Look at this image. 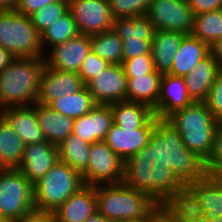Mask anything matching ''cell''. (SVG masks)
<instances>
[{
	"instance_id": "1",
	"label": "cell",
	"mask_w": 222,
	"mask_h": 222,
	"mask_svg": "<svg viewBox=\"0 0 222 222\" xmlns=\"http://www.w3.org/2000/svg\"><path fill=\"white\" fill-rule=\"evenodd\" d=\"M123 183L150 195L158 204L185 185L159 157V134L154 130L148 145L124 162Z\"/></svg>"
},
{
	"instance_id": "2",
	"label": "cell",
	"mask_w": 222,
	"mask_h": 222,
	"mask_svg": "<svg viewBox=\"0 0 222 222\" xmlns=\"http://www.w3.org/2000/svg\"><path fill=\"white\" fill-rule=\"evenodd\" d=\"M44 65L43 58H14L0 72V111L36 103Z\"/></svg>"
},
{
	"instance_id": "3",
	"label": "cell",
	"mask_w": 222,
	"mask_h": 222,
	"mask_svg": "<svg viewBox=\"0 0 222 222\" xmlns=\"http://www.w3.org/2000/svg\"><path fill=\"white\" fill-rule=\"evenodd\" d=\"M179 133L186 148L207 161L220 123L204 102L175 111L166 119Z\"/></svg>"
},
{
	"instance_id": "4",
	"label": "cell",
	"mask_w": 222,
	"mask_h": 222,
	"mask_svg": "<svg viewBox=\"0 0 222 222\" xmlns=\"http://www.w3.org/2000/svg\"><path fill=\"white\" fill-rule=\"evenodd\" d=\"M154 130L159 134L160 160L184 185L209 175L206 161L186 148L177 130L166 119H158Z\"/></svg>"
},
{
	"instance_id": "5",
	"label": "cell",
	"mask_w": 222,
	"mask_h": 222,
	"mask_svg": "<svg viewBox=\"0 0 222 222\" xmlns=\"http://www.w3.org/2000/svg\"><path fill=\"white\" fill-rule=\"evenodd\" d=\"M159 204L124 183L96 186L97 212L114 222L147 217Z\"/></svg>"
},
{
	"instance_id": "6",
	"label": "cell",
	"mask_w": 222,
	"mask_h": 222,
	"mask_svg": "<svg viewBox=\"0 0 222 222\" xmlns=\"http://www.w3.org/2000/svg\"><path fill=\"white\" fill-rule=\"evenodd\" d=\"M85 186L81 173L66 163H57L34 184V209L53 212Z\"/></svg>"
},
{
	"instance_id": "7",
	"label": "cell",
	"mask_w": 222,
	"mask_h": 222,
	"mask_svg": "<svg viewBox=\"0 0 222 222\" xmlns=\"http://www.w3.org/2000/svg\"><path fill=\"white\" fill-rule=\"evenodd\" d=\"M0 46L14 58L45 57L41 34L31 23L29 16L16 10L0 11Z\"/></svg>"
},
{
	"instance_id": "8",
	"label": "cell",
	"mask_w": 222,
	"mask_h": 222,
	"mask_svg": "<svg viewBox=\"0 0 222 222\" xmlns=\"http://www.w3.org/2000/svg\"><path fill=\"white\" fill-rule=\"evenodd\" d=\"M34 185L17 170H0V214L7 221L33 212Z\"/></svg>"
},
{
	"instance_id": "9",
	"label": "cell",
	"mask_w": 222,
	"mask_h": 222,
	"mask_svg": "<svg viewBox=\"0 0 222 222\" xmlns=\"http://www.w3.org/2000/svg\"><path fill=\"white\" fill-rule=\"evenodd\" d=\"M82 176L85 185L89 186L123 183L124 161L104 141L92 143Z\"/></svg>"
},
{
	"instance_id": "10",
	"label": "cell",
	"mask_w": 222,
	"mask_h": 222,
	"mask_svg": "<svg viewBox=\"0 0 222 222\" xmlns=\"http://www.w3.org/2000/svg\"><path fill=\"white\" fill-rule=\"evenodd\" d=\"M146 16L155 31L192 33L194 15L187 0H152Z\"/></svg>"
},
{
	"instance_id": "11",
	"label": "cell",
	"mask_w": 222,
	"mask_h": 222,
	"mask_svg": "<svg viewBox=\"0 0 222 222\" xmlns=\"http://www.w3.org/2000/svg\"><path fill=\"white\" fill-rule=\"evenodd\" d=\"M79 34L92 36L111 30L114 17L109 0H68Z\"/></svg>"
},
{
	"instance_id": "12",
	"label": "cell",
	"mask_w": 222,
	"mask_h": 222,
	"mask_svg": "<svg viewBox=\"0 0 222 222\" xmlns=\"http://www.w3.org/2000/svg\"><path fill=\"white\" fill-rule=\"evenodd\" d=\"M158 118L154 116L141 128H120L112 124L104 142L124 162L133 157L140 149L148 145V141L156 126Z\"/></svg>"
},
{
	"instance_id": "13",
	"label": "cell",
	"mask_w": 222,
	"mask_h": 222,
	"mask_svg": "<svg viewBox=\"0 0 222 222\" xmlns=\"http://www.w3.org/2000/svg\"><path fill=\"white\" fill-rule=\"evenodd\" d=\"M97 104L126 101L127 77L122 65L111 64L86 84Z\"/></svg>"
},
{
	"instance_id": "14",
	"label": "cell",
	"mask_w": 222,
	"mask_h": 222,
	"mask_svg": "<svg viewBox=\"0 0 222 222\" xmlns=\"http://www.w3.org/2000/svg\"><path fill=\"white\" fill-rule=\"evenodd\" d=\"M91 51L90 36L78 34L45 53V65L60 71L78 72L82 61Z\"/></svg>"
},
{
	"instance_id": "15",
	"label": "cell",
	"mask_w": 222,
	"mask_h": 222,
	"mask_svg": "<svg viewBox=\"0 0 222 222\" xmlns=\"http://www.w3.org/2000/svg\"><path fill=\"white\" fill-rule=\"evenodd\" d=\"M84 86L77 72L60 71L44 65L36 103L48 106L60 97L80 91Z\"/></svg>"
},
{
	"instance_id": "16",
	"label": "cell",
	"mask_w": 222,
	"mask_h": 222,
	"mask_svg": "<svg viewBox=\"0 0 222 222\" xmlns=\"http://www.w3.org/2000/svg\"><path fill=\"white\" fill-rule=\"evenodd\" d=\"M59 161L58 146L44 141L25 145L18 170L34 185Z\"/></svg>"
},
{
	"instance_id": "17",
	"label": "cell",
	"mask_w": 222,
	"mask_h": 222,
	"mask_svg": "<svg viewBox=\"0 0 222 222\" xmlns=\"http://www.w3.org/2000/svg\"><path fill=\"white\" fill-rule=\"evenodd\" d=\"M192 103L183 77L169 73L162 74L157 108L154 111L158 119H167L175 111Z\"/></svg>"
},
{
	"instance_id": "18",
	"label": "cell",
	"mask_w": 222,
	"mask_h": 222,
	"mask_svg": "<svg viewBox=\"0 0 222 222\" xmlns=\"http://www.w3.org/2000/svg\"><path fill=\"white\" fill-rule=\"evenodd\" d=\"M113 123L111 106L97 104L87 114L74 119L72 133L92 144L104 141Z\"/></svg>"
},
{
	"instance_id": "19",
	"label": "cell",
	"mask_w": 222,
	"mask_h": 222,
	"mask_svg": "<svg viewBox=\"0 0 222 222\" xmlns=\"http://www.w3.org/2000/svg\"><path fill=\"white\" fill-rule=\"evenodd\" d=\"M96 211V186L85 185L52 213L55 222H84Z\"/></svg>"
},
{
	"instance_id": "20",
	"label": "cell",
	"mask_w": 222,
	"mask_h": 222,
	"mask_svg": "<svg viewBox=\"0 0 222 222\" xmlns=\"http://www.w3.org/2000/svg\"><path fill=\"white\" fill-rule=\"evenodd\" d=\"M160 206L174 222H201L204 219L202 205L186 185L166 198Z\"/></svg>"
},
{
	"instance_id": "21",
	"label": "cell",
	"mask_w": 222,
	"mask_h": 222,
	"mask_svg": "<svg viewBox=\"0 0 222 222\" xmlns=\"http://www.w3.org/2000/svg\"><path fill=\"white\" fill-rule=\"evenodd\" d=\"M25 145L46 141L39 127L36 103L32 106L8 107L0 112Z\"/></svg>"
},
{
	"instance_id": "22",
	"label": "cell",
	"mask_w": 222,
	"mask_h": 222,
	"mask_svg": "<svg viewBox=\"0 0 222 222\" xmlns=\"http://www.w3.org/2000/svg\"><path fill=\"white\" fill-rule=\"evenodd\" d=\"M219 70L217 61L209 54L183 77L193 102H204L207 99Z\"/></svg>"
},
{
	"instance_id": "23",
	"label": "cell",
	"mask_w": 222,
	"mask_h": 222,
	"mask_svg": "<svg viewBox=\"0 0 222 222\" xmlns=\"http://www.w3.org/2000/svg\"><path fill=\"white\" fill-rule=\"evenodd\" d=\"M210 54V46L193 36L186 34L174 57L169 74L184 77Z\"/></svg>"
},
{
	"instance_id": "24",
	"label": "cell",
	"mask_w": 222,
	"mask_h": 222,
	"mask_svg": "<svg viewBox=\"0 0 222 222\" xmlns=\"http://www.w3.org/2000/svg\"><path fill=\"white\" fill-rule=\"evenodd\" d=\"M202 205L204 218L218 219L222 216V177L208 175L186 185Z\"/></svg>"
},
{
	"instance_id": "25",
	"label": "cell",
	"mask_w": 222,
	"mask_h": 222,
	"mask_svg": "<svg viewBox=\"0 0 222 222\" xmlns=\"http://www.w3.org/2000/svg\"><path fill=\"white\" fill-rule=\"evenodd\" d=\"M39 127L47 142L59 145L73 132L74 119L60 114L49 106L36 103Z\"/></svg>"
},
{
	"instance_id": "26",
	"label": "cell",
	"mask_w": 222,
	"mask_h": 222,
	"mask_svg": "<svg viewBox=\"0 0 222 222\" xmlns=\"http://www.w3.org/2000/svg\"><path fill=\"white\" fill-rule=\"evenodd\" d=\"M185 35L179 32L155 31L151 56L157 72L167 74L171 71L174 57Z\"/></svg>"
},
{
	"instance_id": "27",
	"label": "cell",
	"mask_w": 222,
	"mask_h": 222,
	"mask_svg": "<svg viewBox=\"0 0 222 222\" xmlns=\"http://www.w3.org/2000/svg\"><path fill=\"white\" fill-rule=\"evenodd\" d=\"M25 144L0 113V170H17L23 158Z\"/></svg>"
},
{
	"instance_id": "28",
	"label": "cell",
	"mask_w": 222,
	"mask_h": 222,
	"mask_svg": "<svg viewBox=\"0 0 222 222\" xmlns=\"http://www.w3.org/2000/svg\"><path fill=\"white\" fill-rule=\"evenodd\" d=\"M162 74L154 70L147 75L127 78L126 101L143 103L154 111L157 108Z\"/></svg>"
},
{
	"instance_id": "29",
	"label": "cell",
	"mask_w": 222,
	"mask_h": 222,
	"mask_svg": "<svg viewBox=\"0 0 222 222\" xmlns=\"http://www.w3.org/2000/svg\"><path fill=\"white\" fill-rule=\"evenodd\" d=\"M113 112V122L120 128H141L154 116V110L143 103L122 101L109 104Z\"/></svg>"
},
{
	"instance_id": "30",
	"label": "cell",
	"mask_w": 222,
	"mask_h": 222,
	"mask_svg": "<svg viewBox=\"0 0 222 222\" xmlns=\"http://www.w3.org/2000/svg\"><path fill=\"white\" fill-rule=\"evenodd\" d=\"M90 147V143L71 133L58 145L59 161L82 174L87 168Z\"/></svg>"
},
{
	"instance_id": "31",
	"label": "cell",
	"mask_w": 222,
	"mask_h": 222,
	"mask_svg": "<svg viewBox=\"0 0 222 222\" xmlns=\"http://www.w3.org/2000/svg\"><path fill=\"white\" fill-rule=\"evenodd\" d=\"M48 106L64 116L76 119L91 111L97 106V103L85 85L80 91L60 97L52 101Z\"/></svg>"
},
{
	"instance_id": "32",
	"label": "cell",
	"mask_w": 222,
	"mask_h": 222,
	"mask_svg": "<svg viewBox=\"0 0 222 222\" xmlns=\"http://www.w3.org/2000/svg\"><path fill=\"white\" fill-rule=\"evenodd\" d=\"M112 29L123 41L126 39L153 40V24L146 15L137 17L116 18Z\"/></svg>"
},
{
	"instance_id": "33",
	"label": "cell",
	"mask_w": 222,
	"mask_h": 222,
	"mask_svg": "<svg viewBox=\"0 0 222 222\" xmlns=\"http://www.w3.org/2000/svg\"><path fill=\"white\" fill-rule=\"evenodd\" d=\"M91 50L110 64L123 62V43L113 29L90 36Z\"/></svg>"
},
{
	"instance_id": "34",
	"label": "cell",
	"mask_w": 222,
	"mask_h": 222,
	"mask_svg": "<svg viewBox=\"0 0 222 222\" xmlns=\"http://www.w3.org/2000/svg\"><path fill=\"white\" fill-rule=\"evenodd\" d=\"M78 34L73 16L68 11L41 33L42 47L46 53L54 46L62 44Z\"/></svg>"
},
{
	"instance_id": "35",
	"label": "cell",
	"mask_w": 222,
	"mask_h": 222,
	"mask_svg": "<svg viewBox=\"0 0 222 222\" xmlns=\"http://www.w3.org/2000/svg\"><path fill=\"white\" fill-rule=\"evenodd\" d=\"M193 36L211 46L222 38V9L194 16Z\"/></svg>"
},
{
	"instance_id": "36",
	"label": "cell",
	"mask_w": 222,
	"mask_h": 222,
	"mask_svg": "<svg viewBox=\"0 0 222 222\" xmlns=\"http://www.w3.org/2000/svg\"><path fill=\"white\" fill-rule=\"evenodd\" d=\"M68 11V0H56L32 13L29 15V18L37 31L41 34L51 23H54Z\"/></svg>"
},
{
	"instance_id": "37",
	"label": "cell",
	"mask_w": 222,
	"mask_h": 222,
	"mask_svg": "<svg viewBox=\"0 0 222 222\" xmlns=\"http://www.w3.org/2000/svg\"><path fill=\"white\" fill-rule=\"evenodd\" d=\"M152 0H109L114 19L146 15Z\"/></svg>"
},
{
	"instance_id": "38",
	"label": "cell",
	"mask_w": 222,
	"mask_h": 222,
	"mask_svg": "<svg viewBox=\"0 0 222 222\" xmlns=\"http://www.w3.org/2000/svg\"><path fill=\"white\" fill-rule=\"evenodd\" d=\"M121 65L127 78H136L140 75H147L155 70L151 55H142L125 59Z\"/></svg>"
},
{
	"instance_id": "39",
	"label": "cell",
	"mask_w": 222,
	"mask_h": 222,
	"mask_svg": "<svg viewBox=\"0 0 222 222\" xmlns=\"http://www.w3.org/2000/svg\"><path fill=\"white\" fill-rule=\"evenodd\" d=\"M110 65L111 64L108 61L100 58L91 50L82 61V64L77 73L79 74L83 83L86 85L96 75H98L100 72H103V70Z\"/></svg>"
},
{
	"instance_id": "40",
	"label": "cell",
	"mask_w": 222,
	"mask_h": 222,
	"mask_svg": "<svg viewBox=\"0 0 222 222\" xmlns=\"http://www.w3.org/2000/svg\"><path fill=\"white\" fill-rule=\"evenodd\" d=\"M204 103L211 114L222 123V69L217 72L215 81Z\"/></svg>"
},
{
	"instance_id": "41",
	"label": "cell",
	"mask_w": 222,
	"mask_h": 222,
	"mask_svg": "<svg viewBox=\"0 0 222 222\" xmlns=\"http://www.w3.org/2000/svg\"><path fill=\"white\" fill-rule=\"evenodd\" d=\"M210 176L222 177V123L217 128L212 153L206 161Z\"/></svg>"
},
{
	"instance_id": "42",
	"label": "cell",
	"mask_w": 222,
	"mask_h": 222,
	"mask_svg": "<svg viewBox=\"0 0 222 222\" xmlns=\"http://www.w3.org/2000/svg\"><path fill=\"white\" fill-rule=\"evenodd\" d=\"M123 43V60L142 55H151L152 40L126 39Z\"/></svg>"
},
{
	"instance_id": "43",
	"label": "cell",
	"mask_w": 222,
	"mask_h": 222,
	"mask_svg": "<svg viewBox=\"0 0 222 222\" xmlns=\"http://www.w3.org/2000/svg\"><path fill=\"white\" fill-rule=\"evenodd\" d=\"M193 15L222 9V0H187Z\"/></svg>"
},
{
	"instance_id": "44",
	"label": "cell",
	"mask_w": 222,
	"mask_h": 222,
	"mask_svg": "<svg viewBox=\"0 0 222 222\" xmlns=\"http://www.w3.org/2000/svg\"><path fill=\"white\" fill-rule=\"evenodd\" d=\"M56 0H18L16 11L23 15L29 16L46 5Z\"/></svg>"
},
{
	"instance_id": "45",
	"label": "cell",
	"mask_w": 222,
	"mask_h": 222,
	"mask_svg": "<svg viewBox=\"0 0 222 222\" xmlns=\"http://www.w3.org/2000/svg\"><path fill=\"white\" fill-rule=\"evenodd\" d=\"M11 222H55L52 212L34 210L28 215Z\"/></svg>"
},
{
	"instance_id": "46",
	"label": "cell",
	"mask_w": 222,
	"mask_h": 222,
	"mask_svg": "<svg viewBox=\"0 0 222 222\" xmlns=\"http://www.w3.org/2000/svg\"><path fill=\"white\" fill-rule=\"evenodd\" d=\"M210 54L215 58L220 69H222V38L216 40L210 46Z\"/></svg>"
},
{
	"instance_id": "47",
	"label": "cell",
	"mask_w": 222,
	"mask_h": 222,
	"mask_svg": "<svg viewBox=\"0 0 222 222\" xmlns=\"http://www.w3.org/2000/svg\"><path fill=\"white\" fill-rule=\"evenodd\" d=\"M14 57L3 47L0 46V72L5 69Z\"/></svg>"
},
{
	"instance_id": "48",
	"label": "cell",
	"mask_w": 222,
	"mask_h": 222,
	"mask_svg": "<svg viewBox=\"0 0 222 222\" xmlns=\"http://www.w3.org/2000/svg\"><path fill=\"white\" fill-rule=\"evenodd\" d=\"M155 222H174L161 209L160 204L155 208Z\"/></svg>"
},
{
	"instance_id": "49",
	"label": "cell",
	"mask_w": 222,
	"mask_h": 222,
	"mask_svg": "<svg viewBox=\"0 0 222 222\" xmlns=\"http://www.w3.org/2000/svg\"><path fill=\"white\" fill-rule=\"evenodd\" d=\"M18 0H0V11L16 10Z\"/></svg>"
},
{
	"instance_id": "50",
	"label": "cell",
	"mask_w": 222,
	"mask_h": 222,
	"mask_svg": "<svg viewBox=\"0 0 222 222\" xmlns=\"http://www.w3.org/2000/svg\"><path fill=\"white\" fill-rule=\"evenodd\" d=\"M84 222H114L103 215H101L99 212H95L93 215L89 216Z\"/></svg>"
},
{
	"instance_id": "51",
	"label": "cell",
	"mask_w": 222,
	"mask_h": 222,
	"mask_svg": "<svg viewBox=\"0 0 222 222\" xmlns=\"http://www.w3.org/2000/svg\"><path fill=\"white\" fill-rule=\"evenodd\" d=\"M121 222H155V209L147 217L133 220H125Z\"/></svg>"
},
{
	"instance_id": "52",
	"label": "cell",
	"mask_w": 222,
	"mask_h": 222,
	"mask_svg": "<svg viewBox=\"0 0 222 222\" xmlns=\"http://www.w3.org/2000/svg\"><path fill=\"white\" fill-rule=\"evenodd\" d=\"M201 222H222V216L219 217L218 219H207V218H204Z\"/></svg>"
},
{
	"instance_id": "53",
	"label": "cell",
	"mask_w": 222,
	"mask_h": 222,
	"mask_svg": "<svg viewBox=\"0 0 222 222\" xmlns=\"http://www.w3.org/2000/svg\"><path fill=\"white\" fill-rule=\"evenodd\" d=\"M0 222H7L0 214Z\"/></svg>"
}]
</instances>
